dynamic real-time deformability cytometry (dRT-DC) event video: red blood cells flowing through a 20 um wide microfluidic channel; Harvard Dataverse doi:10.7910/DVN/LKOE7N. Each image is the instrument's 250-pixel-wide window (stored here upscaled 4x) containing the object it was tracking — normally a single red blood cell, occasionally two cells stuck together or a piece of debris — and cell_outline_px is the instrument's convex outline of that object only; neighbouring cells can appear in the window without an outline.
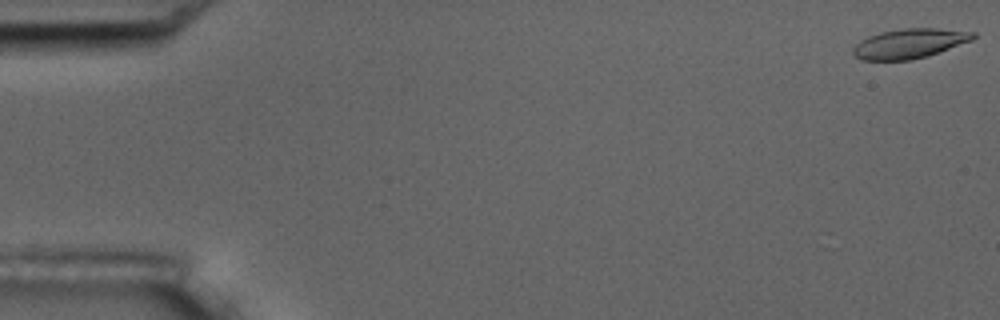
{"species": "common noctule bat (a hibernating species)", "species_latin": "Nyctalus noctula", "temperature_condition": "room temperature", "stored_images_in_passage": 6, "camera_frame_rate_fps": 3000, "um_per_image_px": 0.085, "animal": {"sex": "male", "body_mass_g": 17.5, "forearm_length_mm": 52.3}, "frame": {"image": 1, "passage_image": 1, "time_ms": 0.0, "image_size_px": [1000, 320], "cell_outline_px": [[976, 36], [972, 40], [928, 56], [912, 60], [860, 60], [852, 52], [852, 48], [860, 40], [868, 36], [880, 32], [904, 28], [936, 28], [976, 32]], "centroid_in_image_um": [77.29, 3.7], "position_along_channel_um": 7.7, "area_um2": 20.81}}
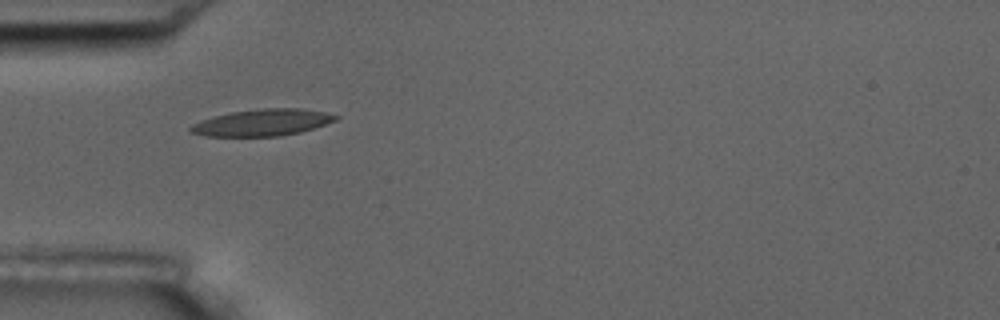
{"frame": {"image": 2, "passage_image": 5, "time_ms": 5.667, "image_size_px": [1000, 320], "cell_outline_px": [[340, 116], [336, 120], [300, 132], [280, 136], [204, 136], [188, 132], [188, 128], [192, 124], [200, 120], [212, 116], [232, 112], [260, 108], [300, 108], [324, 112]], "centroid_in_image_um": [22.23, 10.41], "position_along_channel_um": 62.8, "area_um2": 22.6}}